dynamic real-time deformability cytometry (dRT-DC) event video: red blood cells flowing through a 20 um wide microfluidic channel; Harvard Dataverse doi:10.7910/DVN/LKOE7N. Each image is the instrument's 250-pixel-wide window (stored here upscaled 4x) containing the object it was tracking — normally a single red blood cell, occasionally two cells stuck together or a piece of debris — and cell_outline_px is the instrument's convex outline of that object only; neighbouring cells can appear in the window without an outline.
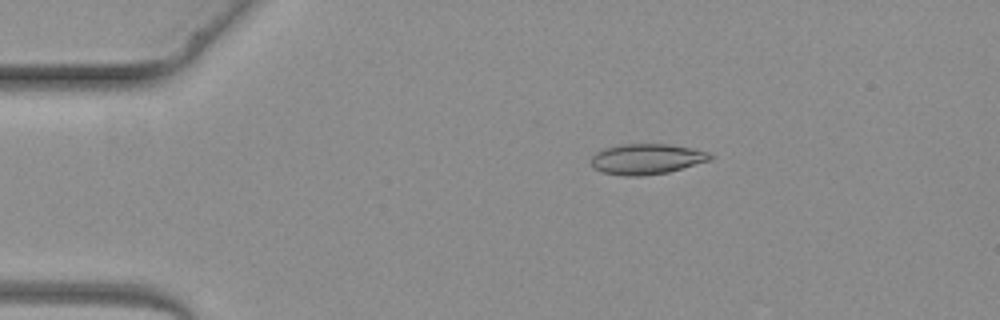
{"species": "common noctule bat (a hibernating species)", "species_latin": "Nyctalus noctula", "temperature_condition": "warm", "stored_images_in_passage": 2, "camera_frame_rate_fps": 3000, "um_per_image_px": 0.085, "animal": {"sex": "female", "body_mass_g": 19.3, "forearm_length_mm": 54.1}, "frame": {"image": 1, "passage_image": 1, "time_ms": 0.0, "image_size_px": [1000, 320], "cell_outline_px": [[716, 156], [712, 160], [668, 172], [640, 176], [624, 176], [604, 172], [592, 168], [592, 156], [600, 148], [620, 144], [668, 144], [692, 148], [708, 152]], "centroid_in_image_um": [54.97, 13.51], "position_along_channel_um": 30.0, "area_um2": 21.39}}